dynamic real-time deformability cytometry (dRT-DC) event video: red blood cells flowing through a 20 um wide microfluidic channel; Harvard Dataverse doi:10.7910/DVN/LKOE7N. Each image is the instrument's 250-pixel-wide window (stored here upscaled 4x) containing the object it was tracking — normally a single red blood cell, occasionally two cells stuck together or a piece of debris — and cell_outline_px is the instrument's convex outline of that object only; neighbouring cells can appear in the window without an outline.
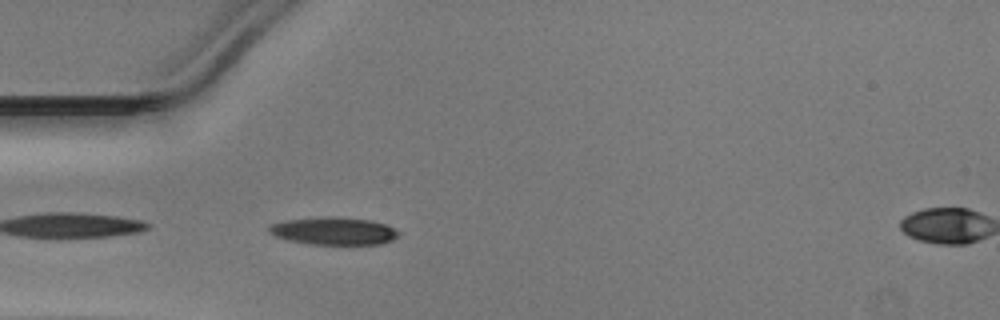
{"species": "Egyptian fruit bat (a non-hibernating species)", "species_latin": "Rousettus aegyptiacus", "temperature_condition": "warm", "stored_images_in_passage": 36, "camera_frame_rate_fps": 3000, "um_per_image_px": 0.085, "animal": {"sex": "male"}, "frame": {"image": 1, "passage_image": 1, "time_ms": 0.0, "image_size_px": [1000, 320], "cell_outline_px": [[400, 232], [392, 240], [380, 244], [308, 244], [288, 240], [276, 236], [268, 232], [268, 228], [272, 224], [284, 220], [328, 216], [336, 216], [372, 220], [388, 224]], "centroid_in_image_um": [28.38, 19.62], "position_along_channel_um": 56.6, "area_um2": 20.98}}
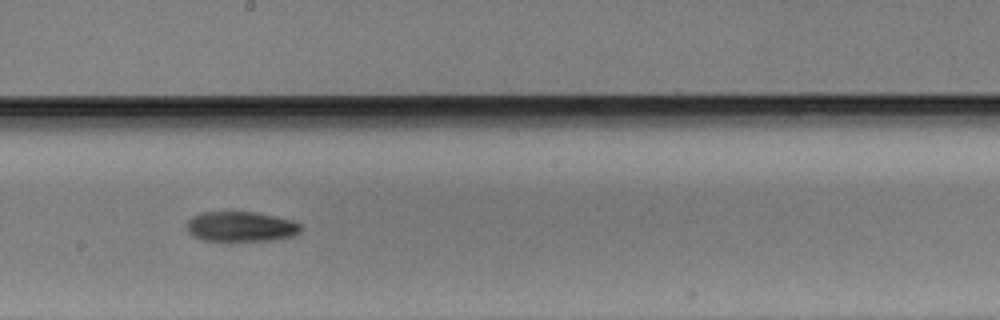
{"frame": {"image": 2, "passage_image": 14, "time_ms": 4.333, "image_size_px": [1000, 320], "cell_outline_px": [[304, 228], [300, 232], [292, 236], [272, 240], [204, 240], [192, 236], [188, 232], [188, 220], [192, 216], [200, 212], [256, 212], [276, 216], [292, 220], [300, 224]], "centroid_in_image_um": [20.5, 19.25], "position_along_channel_um": 227.7, "area_um2": 19.94}}
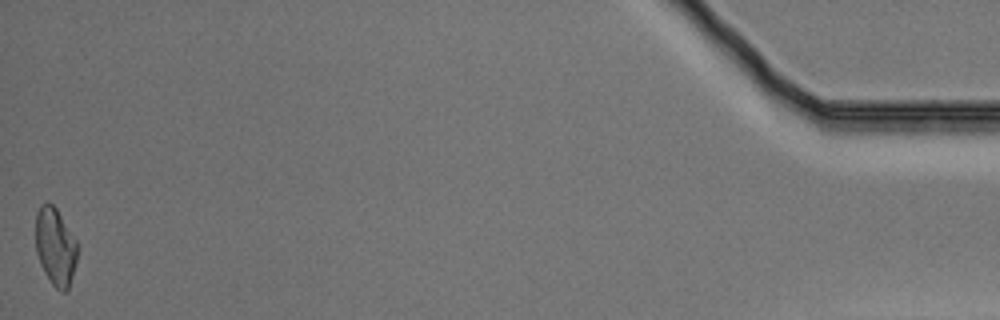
{"frame": {"image": 3, "passage_image": 36, "time_ms": 11.667, "image_size_px": [1000, 320], "cell_outline_px": [[80, 248], [76, 264], [68, 288], [64, 292], [60, 292], [52, 284], [44, 272], [40, 264], [36, 252], [36, 212], [40, 204], [48, 200], [56, 208], [76, 240]], "centroid_in_image_um": [4.72, 20.95], "position_along_channel_um": 430.5, "area_um2": 19.19}}